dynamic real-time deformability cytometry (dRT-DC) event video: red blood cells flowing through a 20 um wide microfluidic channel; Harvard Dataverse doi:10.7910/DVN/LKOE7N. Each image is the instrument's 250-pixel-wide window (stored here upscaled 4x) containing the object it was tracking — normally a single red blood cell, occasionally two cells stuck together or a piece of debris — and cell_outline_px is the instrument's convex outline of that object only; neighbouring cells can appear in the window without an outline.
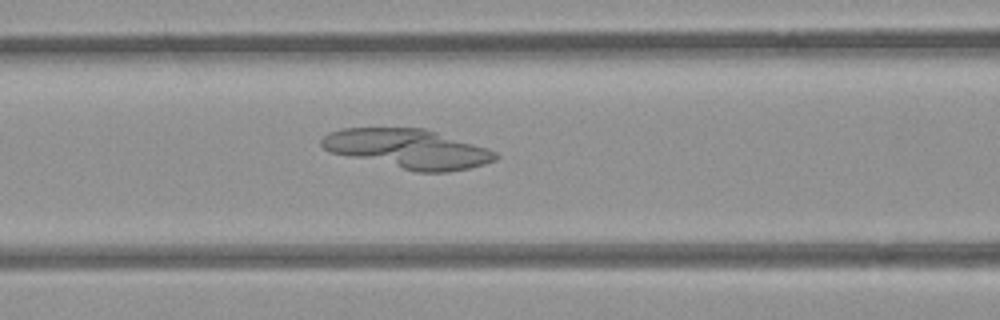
{"species": "common noctule bat (a hibernating species)", "species_latin": "Nyctalus noctula", "temperature_condition": "room temperature", "stored_images_in_passage": 41, "camera_frame_rate_fps": 3000, "um_per_image_px": 0.085, "animal": {"sex": "female", "body_mass_g": 21.9}, "frame": {"image": 1, "passage_image": 15, "time_ms": 4.667, "image_size_px": [1000, 320], "cell_outline_px": [[500, 156], [496, 160], [484, 164], [468, 168], [448, 172], [416, 172], [348, 156], [332, 152], [324, 148], [320, 144], [320, 140], [328, 132], [340, 128], [424, 128], [488, 148], [496, 152]], "centroid_in_image_um": [34.69, 12.64], "position_along_channel_um": 131.9, "area_um2": 39.65}}
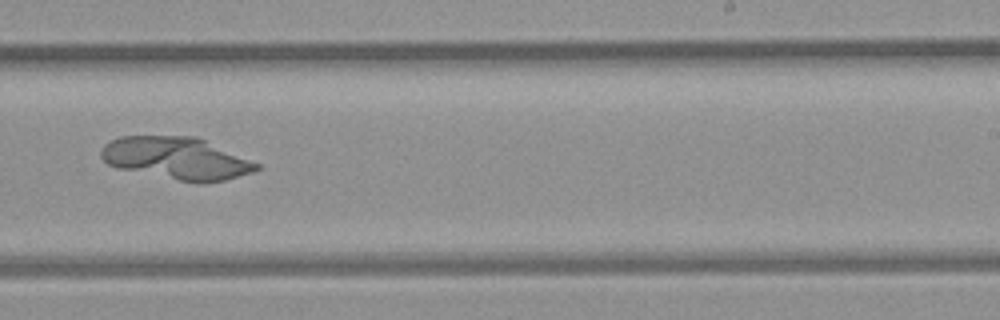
{"frame": {"image": 2, "passage_image": 26, "time_ms": 8.333, "image_size_px": [1000, 320], "cell_outline_px": [[260, 168], [252, 172], [224, 180], [204, 184], [200, 184], [116, 168], [108, 164], [100, 156], [100, 152], [104, 144], [120, 136], [192, 136], [204, 140], [260, 164]], "centroid_in_image_um": [14.98, 13.46], "position_along_channel_um": 274.0, "area_um2": 38.03}}
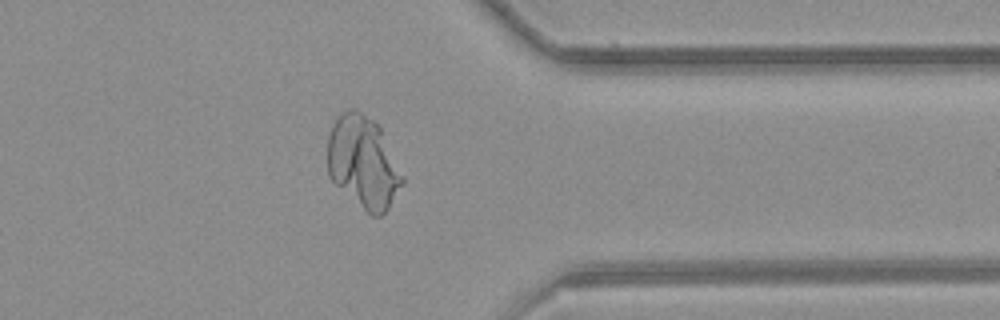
{"frame": {"image": 3, "passage_image": 35, "time_ms": 11.333, "image_size_px": [1000, 320], "cell_outline_px": [[404, 184], [388, 208], [380, 216], [372, 216], [336, 184], [328, 176], [328, 136], [332, 124], [336, 116], [348, 108], [356, 108], [372, 120], [380, 128], [404, 180]], "centroid_in_image_um": [30.84, 13.77], "position_along_channel_um": 380.6, "area_um2": 39.59}}